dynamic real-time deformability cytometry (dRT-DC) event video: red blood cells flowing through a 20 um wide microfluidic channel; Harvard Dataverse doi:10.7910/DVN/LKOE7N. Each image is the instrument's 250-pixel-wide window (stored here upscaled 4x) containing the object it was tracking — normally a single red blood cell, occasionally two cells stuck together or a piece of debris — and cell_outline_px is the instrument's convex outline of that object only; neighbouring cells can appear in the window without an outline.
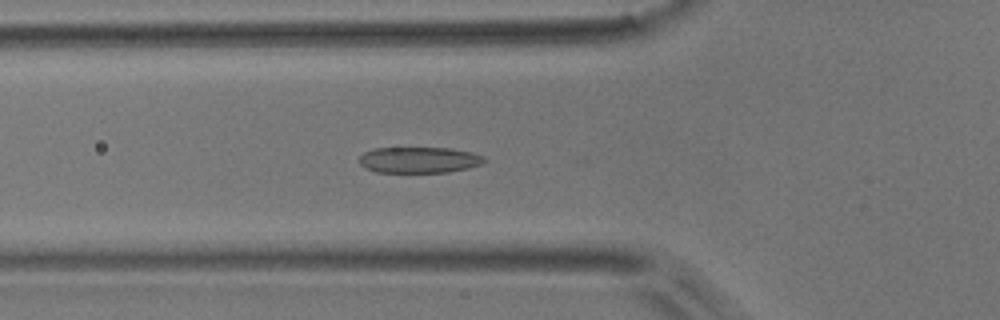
{"species": "common noctule bat (a hibernating species)", "species_latin": "Nyctalus noctula", "temperature_condition": "room temperature", "stored_images_in_passage": 52, "camera_frame_rate_fps": 3000, "um_per_image_px": 0.085, "animal": {"sex": "male", "body_mass_g": 17.9}, "frame": {"image": 1, "passage_image": 17, "time_ms": 5.333, "image_size_px": [1000, 320], "cell_outline_px": [[484, 160], [480, 164], [468, 168], [448, 172], [376, 172], [364, 168], [360, 164], [360, 156], [364, 152], [372, 148], [452, 148], [472, 152], [484, 156]], "centroid_in_image_um": [35.59, 13.59], "position_along_channel_um": 90.2, "area_um2": 18.96}}
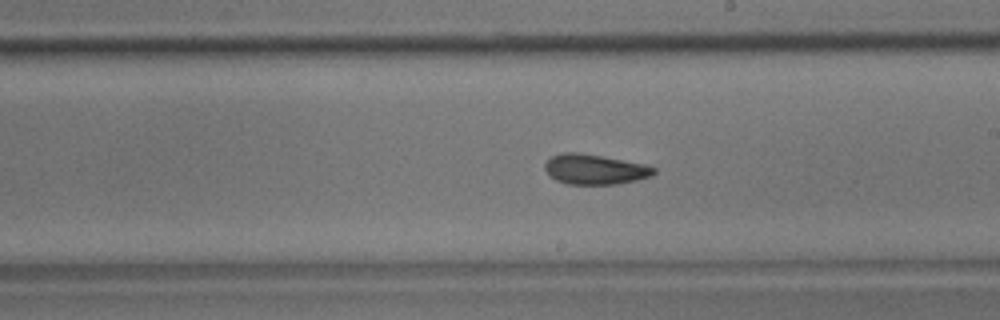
{"frame": {"image": 2, "passage_image": 29, "time_ms": 9.333, "image_size_px": [1000, 320], "cell_outline_px": [[656, 172], [652, 176], [636, 180], [616, 184], [568, 184], [556, 180], [544, 168], [544, 164], [552, 156], [564, 152], [580, 152], [644, 164], [656, 168]], "centroid_in_image_um": [50.57, 14.39], "position_along_channel_um": 238.4, "area_um2": 18.96}}
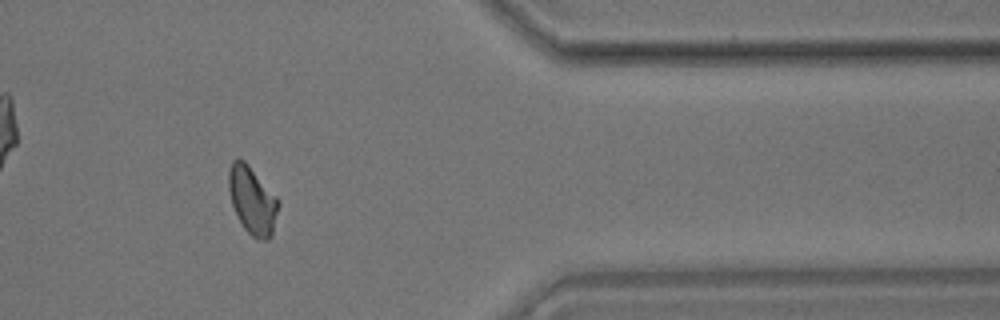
{"frame": {"image": 3, "passage_image": 43, "time_ms": 14.0, "image_size_px": [1000, 320], "cell_outline_px": [[280, 204], [272, 236], [268, 240], [260, 240], [252, 236], [244, 228], [232, 204], [228, 188], [228, 172], [232, 160], [244, 160], [248, 164], [280, 200]], "centroid_in_image_um": [21.47, 17.04], "position_along_channel_um": 389.9, "area_um2": 19.59}, "authors_computed_cell_mechanics": {"area_um2": 19.363, "velocity_mm_per_s": 3.6889, "shape_relaxation_time_tau1_ms": 6.4031, "shape_relaxation_time_tau2_ms": 2.0769, "deformation_change_tau1": 0.1432, "deformation_change_tau2": 0.0833}}